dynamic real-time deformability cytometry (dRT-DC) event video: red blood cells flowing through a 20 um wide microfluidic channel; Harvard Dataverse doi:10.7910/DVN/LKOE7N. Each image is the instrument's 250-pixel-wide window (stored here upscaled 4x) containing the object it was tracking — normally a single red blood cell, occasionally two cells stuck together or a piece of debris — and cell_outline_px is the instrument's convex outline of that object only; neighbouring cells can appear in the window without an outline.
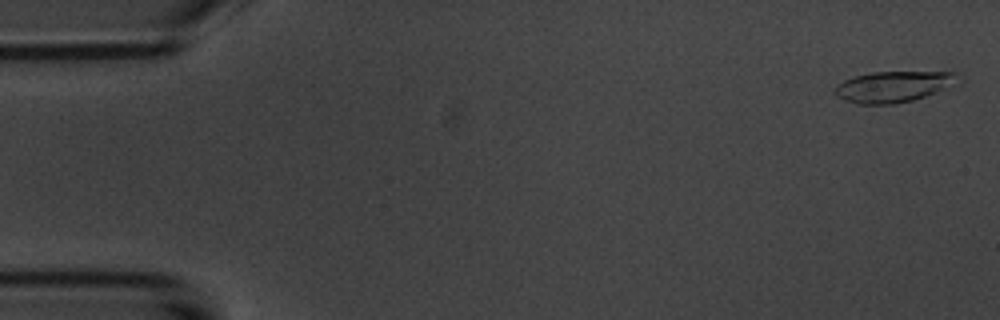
{"species": "common noctule bat (a hibernating species)", "species_latin": "Nyctalus noctula", "temperature_condition": "room temperature", "stored_images_in_passage": 3, "camera_frame_rate_fps": 3000, "um_per_image_px": 0.085, "animal": {"sex": "male", "body_mass_g": 20.1, "forearm_length_mm": 53.5}, "frame": {"image": 1, "passage_image": 1, "time_ms": 0.0, "image_size_px": [1000, 320], "cell_outline_px": [[956, 72], [936, 92], [912, 100], [892, 104], [860, 104], [836, 96], [832, 92], [844, 80], [852, 76], [872, 72]], "centroid_in_image_um": [75.7, 7.37], "position_along_channel_um": 9.3, "area_um2": 20.98}}